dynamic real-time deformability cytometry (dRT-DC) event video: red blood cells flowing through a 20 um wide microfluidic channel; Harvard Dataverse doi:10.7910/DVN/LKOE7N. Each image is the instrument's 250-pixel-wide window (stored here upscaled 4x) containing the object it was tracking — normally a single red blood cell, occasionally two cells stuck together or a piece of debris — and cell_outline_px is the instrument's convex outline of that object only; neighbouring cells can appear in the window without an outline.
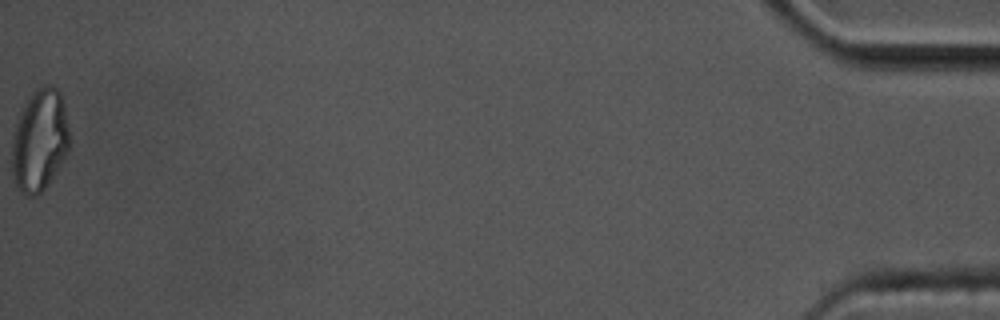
{"species": "common noctule bat (a hibernating species)", "species_latin": "Nyctalus noctula", "temperature_condition": "cold", "stored_images_in_passage": 16, "camera_frame_rate_fps": 3000, "um_per_image_px": 0.085, "animal": {"sex": "male", "body_mass_g": 17.5, "forearm_length_mm": 52.3}, "frame": {"image": 1, "passage_image": 16, "time_ms": 5.0, "image_size_px": [1000, 320], "cell_outline_px": [[68, 152], [64, 160], [56, 172], [44, 188], [36, 196], [28, 196], [20, 192], [12, 176], [12, 132], [20, 108], [28, 96], [36, 88], [44, 84], [52, 84], [60, 92], [64, 104], [68, 128]], "centroid_in_image_um": [3.33, 11.89], "position_along_channel_um": 431.9, "area_um2": 34.74}}